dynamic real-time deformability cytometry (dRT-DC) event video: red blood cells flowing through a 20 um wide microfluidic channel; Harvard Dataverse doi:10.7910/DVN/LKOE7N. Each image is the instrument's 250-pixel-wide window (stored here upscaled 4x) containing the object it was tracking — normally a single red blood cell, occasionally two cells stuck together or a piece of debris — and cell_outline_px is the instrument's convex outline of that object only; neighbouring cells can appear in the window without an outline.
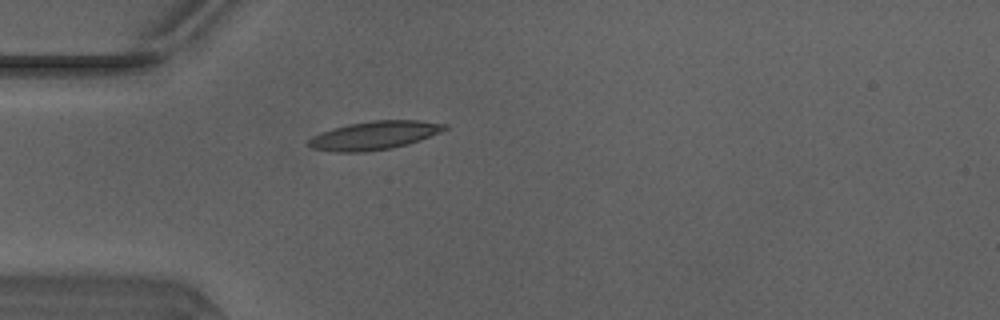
{"species": "Egyptian fruit bat (a non-hibernating species)", "species_latin": "Rousettus aegyptiacus", "temperature_condition": "warm", "stored_images_in_passage": 34, "camera_frame_rate_fps": 3000, "um_per_image_px": 0.085, "animal": {"sex": "male"}, "frame": {"image": 1, "passage_image": 1, "time_ms": 0.0, "image_size_px": [1000, 320], "cell_outline_px": [[448, 128], [440, 132], [420, 140], [408, 144], [392, 148], [364, 152], [336, 152], [312, 148], [308, 144], [308, 140], [312, 136], [320, 132], [332, 128], [348, 124], [372, 120], [416, 120], [448, 124]], "centroid_in_image_um": [31.81, 11.5], "position_along_channel_um": 53.2, "area_um2": 22.6}}
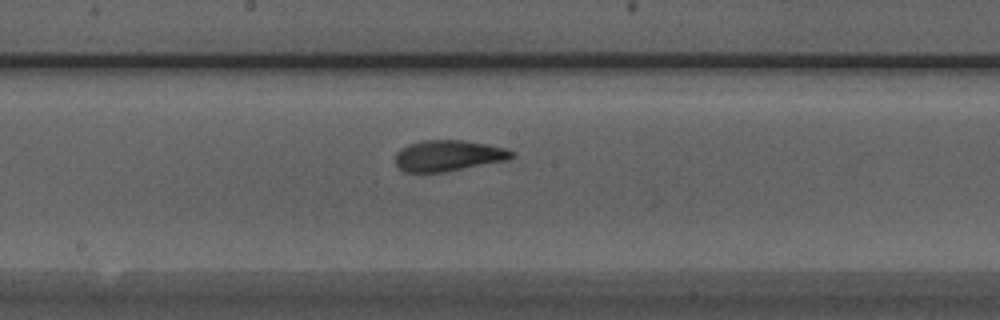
{"frame": {"image": 2, "passage_image": 13, "time_ms": 4.0, "image_size_px": [1000, 320], "cell_outline_px": [[516, 156], [508, 160], [444, 172], [404, 172], [396, 164], [396, 152], [400, 148], [408, 144], [424, 140], [464, 140], [488, 144], [504, 148], [516, 152]], "centroid_in_image_um": [38.13, 13.22], "position_along_channel_um": 210.1, "area_um2": 21.15}}
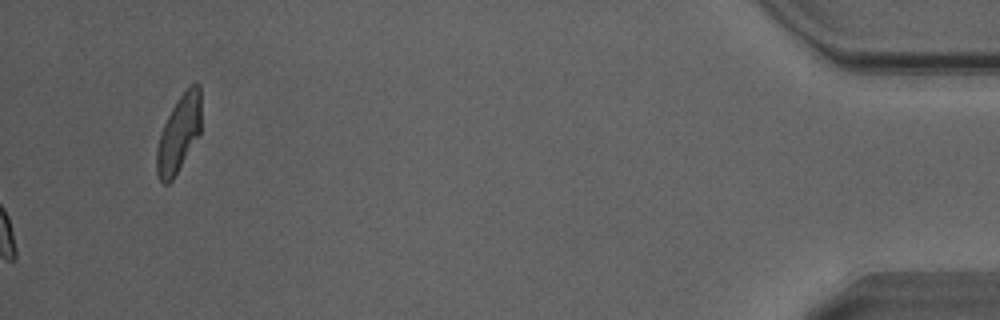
{"frame": {"image": 3, "passage_image": 34, "time_ms": 11.0, "image_size_px": [1000, 320], "cell_outline_px": [[200, 136], [172, 180], [168, 184], [164, 184], [160, 180], [156, 172], [156, 148], [164, 124], [172, 108], [180, 96], [192, 84], [200, 84]], "centroid_in_image_um": [15.2, 11.41], "position_along_channel_um": 420.0, "area_um2": 19.77}, "authors_computed_cell_mechanics": {"area_um2": 20.4612, "velocity_mm_per_s": 4.1362, "shape_relaxation_time_tau1_ms": 4.7104, "shape_relaxation_time_tau2_ms": 1.1903, "deformation_change_tau1": 0.1762, "deformation_change_tau2": 0.0874}}